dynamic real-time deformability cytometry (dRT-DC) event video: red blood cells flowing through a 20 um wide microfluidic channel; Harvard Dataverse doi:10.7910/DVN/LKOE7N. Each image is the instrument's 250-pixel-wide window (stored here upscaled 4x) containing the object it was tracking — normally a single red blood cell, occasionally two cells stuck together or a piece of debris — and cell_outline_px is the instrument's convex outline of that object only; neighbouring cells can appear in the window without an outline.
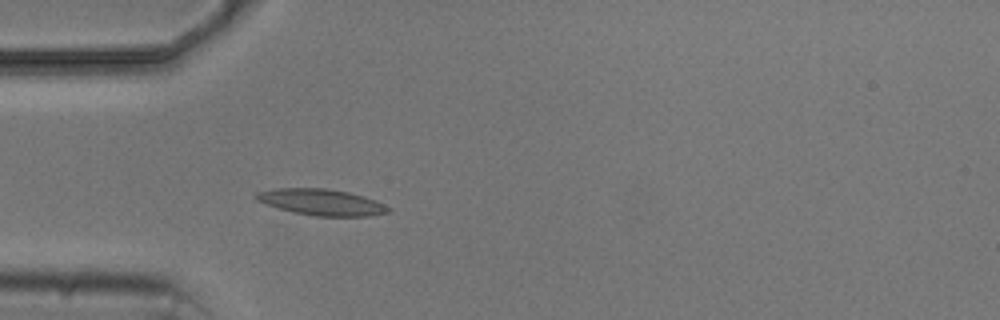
{"species": "common noctule bat (a hibernating species)", "species_latin": "Nyctalus noctula", "temperature_condition": "cold", "stored_images_in_passage": 4, "camera_frame_rate_fps": 3000, "um_per_image_px": 0.085, "animal": {"sex": "male", "body_mass_g": 20.5, "forearm_length_mm": 52.5}, "frame": {"image": 1, "passage_image": 4, "time_ms": 4.333, "image_size_px": [1000, 320], "cell_outline_px": [[392, 208], [388, 212], [368, 216], [316, 216], [296, 212], [280, 208], [256, 200], [252, 196], [256, 192], [276, 188], [324, 188], [348, 192], [364, 196], [376, 200]], "centroid_in_image_um": [27.34, 17.17], "position_along_channel_um": 57.7, "area_um2": 20.06}}